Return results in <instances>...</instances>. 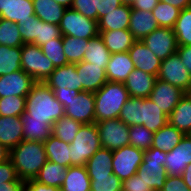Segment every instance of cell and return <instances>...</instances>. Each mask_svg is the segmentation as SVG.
Listing matches in <instances>:
<instances>
[{
  "label": "cell",
  "mask_w": 191,
  "mask_h": 191,
  "mask_svg": "<svg viewBox=\"0 0 191 191\" xmlns=\"http://www.w3.org/2000/svg\"><path fill=\"white\" fill-rule=\"evenodd\" d=\"M25 181L3 182L0 184V191H24Z\"/></svg>",
  "instance_id": "cell-57"
},
{
  "label": "cell",
  "mask_w": 191,
  "mask_h": 191,
  "mask_svg": "<svg viewBox=\"0 0 191 191\" xmlns=\"http://www.w3.org/2000/svg\"><path fill=\"white\" fill-rule=\"evenodd\" d=\"M159 0H136L132 5V9L151 11L157 6Z\"/></svg>",
  "instance_id": "cell-56"
},
{
  "label": "cell",
  "mask_w": 191,
  "mask_h": 191,
  "mask_svg": "<svg viewBox=\"0 0 191 191\" xmlns=\"http://www.w3.org/2000/svg\"><path fill=\"white\" fill-rule=\"evenodd\" d=\"M181 176H182L184 183L191 191V163L186 166V168H185L184 172L181 174Z\"/></svg>",
  "instance_id": "cell-59"
},
{
  "label": "cell",
  "mask_w": 191,
  "mask_h": 191,
  "mask_svg": "<svg viewBox=\"0 0 191 191\" xmlns=\"http://www.w3.org/2000/svg\"><path fill=\"white\" fill-rule=\"evenodd\" d=\"M184 94L180 88L156 78L148 98L169 116Z\"/></svg>",
  "instance_id": "cell-14"
},
{
  "label": "cell",
  "mask_w": 191,
  "mask_h": 191,
  "mask_svg": "<svg viewBox=\"0 0 191 191\" xmlns=\"http://www.w3.org/2000/svg\"><path fill=\"white\" fill-rule=\"evenodd\" d=\"M135 66L127 52L111 54L106 67V78L109 82L124 83Z\"/></svg>",
  "instance_id": "cell-21"
},
{
  "label": "cell",
  "mask_w": 191,
  "mask_h": 191,
  "mask_svg": "<svg viewBox=\"0 0 191 191\" xmlns=\"http://www.w3.org/2000/svg\"><path fill=\"white\" fill-rule=\"evenodd\" d=\"M24 191H60L59 188L46 186L34 179L25 181Z\"/></svg>",
  "instance_id": "cell-55"
},
{
  "label": "cell",
  "mask_w": 191,
  "mask_h": 191,
  "mask_svg": "<svg viewBox=\"0 0 191 191\" xmlns=\"http://www.w3.org/2000/svg\"><path fill=\"white\" fill-rule=\"evenodd\" d=\"M55 94V98L65 107H67V102L72 98L76 97L80 91L75 89H52Z\"/></svg>",
  "instance_id": "cell-53"
},
{
  "label": "cell",
  "mask_w": 191,
  "mask_h": 191,
  "mask_svg": "<svg viewBox=\"0 0 191 191\" xmlns=\"http://www.w3.org/2000/svg\"><path fill=\"white\" fill-rule=\"evenodd\" d=\"M144 151L134 146L127 145L113 150L112 172L121 181L129 179L137 174L139 166L143 162Z\"/></svg>",
  "instance_id": "cell-9"
},
{
  "label": "cell",
  "mask_w": 191,
  "mask_h": 191,
  "mask_svg": "<svg viewBox=\"0 0 191 191\" xmlns=\"http://www.w3.org/2000/svg\"><path fill=\"white\" fill-rule=\"evenodd\" d=\"M157 78L180 88L185 93L191 90V75L177 52L162 60Z\"/></svg>",
  "instance_id": "cell-10"
},
{
  "label": "cell",
  "mask_w": 191,
  "mask_h": 191,
  "mask_svg": "<svg viewBox=\"0 0 191 191\" xmlns=\"http://www.w3.org/2000/svg\"><path fill=\"white\" fill-rule=\"evenodd\" d=\"M34 14L32 0H14L5 11L0 13V18L21 25L24 24L27 19H31V16Z\"/></svg>",
  "instance_id": "cell-34"
},
{
  "label": "cell",
  "mask_w": 191,
  "mask_h": 191,
  "mask_svg": "<svg viewBox=\"0 0 191 191\" xmlns=\"http://www.w3.org/2000/svg\"><path fill=\"white\" fill-rule=\"evenodd\" d=\"M91 179L86 166H70L60 191H91Z\"/></svg>",
  "instance_id": "cell-27"
},
{
  "label": "cell",
  "mask_w": 191,
  "mask_h": 191,
  "mask_svg": "<svg viewBox=\"0 0 191 191\" xmlns=\"http://www.w3.org/2000/svg\"><path fill=\"white\" fill-rule=\"evenodd\" d=\"M40 47L44 55L54 64L55 68L69 64L64 54L62 39L50 40Z\"/></svg>",
  "instance_id": "cell-43"
},
{
  "label": "cell",
  "mask_w": 191,
  "mask_h": 191,
  "mask_svg": "<svg viewBox=\"0 0 191 191\" xmlns=\"http://www.w3.org/2000/svg\"><path fill=\"white\" fill-rule=\"evenodd\" d=\"M12 181H23L21 180L14 168L12 162L8 159L7 161L0 164V184L3 182H12Z\"/></svg>",
  "instance_id": "cell-50"
},
{
  "label": "cell",
  "mask_w": 191,
  "mask_h": 191,
  "mask_svg": "<svg viewBox=\"0 0 191 191\" xmlns=\"http://www.w3.org/2000/svg\"><path fill=\"white\" fill-rule=\"evenodd\" d=\"M23 140L22 117L0 116V143L10 150Z\"/></svg>",
  "instance_id": "cell-20"
},
{
  "label": "cell",
  "mask_w": 191,
  "mask_h": 191,
  "mask_svg": "<svg viewBox=\"0 0 191 191\" xmlns=\"http://www.w3.org/2000/svg\"><path fill=\"white\" fill-rule=\"evenodd\" d=\"M24 140L45 142L52 135V127L45 120H22Z\"/></svg>",
  "instance_id": "cell-36"
},
{
  "label": "cell",
  "mask_w": 191,
  "mask_h": 191,
  "mask_svg": "<svg viewBox=\"0 0 191 191\" xmlns=\"http://www.w3.org/2000/svg\"><path fill=\"white\" fill-rule=\"evenodd\" d=\"M9 160L21 180L34 179L47 161L44 143L23 140L9 150Z\"/></svg>",
  "instance_id": "cell-3"
},
{
  "label": "cell",
  "mask_w": 191,
  "mask_h": 191,
  "mask_svg": "<svg viewBox=\"0 0 191 191\" xmlns=\"http://www.w3.org/2000/svg\"><path fill=\"white\" fill-rule=\"evenodd\" d=\"M165 151H160L150 147L144 151L143 162L137 170L138 176L142 178L146 185L153 188L154 191H161L167 178V172L164 167L166 163Z\"/></svg>",
  "instance_id": "cell-6"
},
{
  "label": "cell",
  "mask_w": 191,
  "mask_h": 191,
  "mask_svg": "<svg viewBox=\"0 0 191 191\" xmlns=\"http://www.w3.org/2000/svg\"><path fill=\"white\" fill-rule=\"evenodd\" d=\"M154 132L148 130L143 125H133L129 127V145L143 151L148 150L153 143Z\"/></svg>",
  "instance_id": "cell-42"
},
{
  "label": "cell",
  "mask_w": 191,
  "mask_h": 191,
  "mask_svg": "<svg viewBox=\"0 0 191 191\" xmlns=\"http://www.w3.org/2000/svg\"><path fill=\"white\" fill-rule=\"evenodd\" d=\"M101 146L116 150L129 145V126L119 118L96 122Z\"/></svg>",
  "instance_id": "cell-11"
},
{
  "label": "cell",
  "mask_w": 191,
  "mask_h": 191,
  "mask_svg": "<svg viewBox=\"0 0 191 191\" xmlns=\"http://www.w3.org/2000/svg\"><path fill=\"white\" fill-rule=\"evenodd\" d=\"M101 147L96 123L83 124L69 144L71 166H86L88 159Z\"/></svg>",
  "instance_id": "cell-5"
},
{
  "label": "cell",
  "mask_w": 191,
  "mask_h": 191,
  "mask_svg": "<svg viewBox=\"0 0 191 191\" xmlns=\"http://www.w3.org/2000/svg\"><path fill=\"white\" fill-rule=\"evenodd\" d=\"M190 163L191 138L184 135L180 143L167 152L164 167L168 176L181 175Z\"/></svg>",
  "instance_id": "cell-16"
},
{
  "label": "cell",
  "mask_w": 191,
  "mask_h": 191,
  "mask_svg": "<svg viewBox=\"0 0 191 191\" xmlns=\"http://www.w3.org/2000/svg\"><path fill=\"white\" fill-rule=\"evenodd\" d=\"M132 7L122 4L98 20V31L129 29Z\"/></svg>",
  "instance_id": "cell-25"
},
{
  "label": "cell",
  "mask_w": 191,
  "mask_h": 191,
  "mask_svg": "<svg viewBox=\"0 0 191 191\" xmlns=\"http://www.w3.org/2000/svg\"><path fill=\"white\" fill-rule=\"evenodd\" d=\"M183 137L184 134L168 122L161 129L154 132L151 147L168 152L177 146Z\"/></svg>",
  "instance_id": "cell-31"
},
{
  "label": "cell",
  "mask_w": 191,
  "mask_h": 191,
  "mask_svg": "<svg viewBox=\"0 0 191 191\" xmlns=\"http://www.w3.org/2000/svg\"><path fill=\"white\" fill-rule=\"evenodd\" d=\"M21 69L36 82H45L54 71V64L35 44H23L21 47Z\"/></svg>",
  "instance_id": "cell-7"
},
{
  "label": "cell",
  "mask_w": 191,
  "mask_h": 191,
  "mask_svg": "<svg viewBox=\"0 0 191 191\" xmlns=\"http://www.w3.org/2000/svg\"><path fill=\"white\" fill-rule=\"evenodd\" d=\"M21 70V47L0 45V76Z\"/></svg>",
  "instance_id": "cell-35"
},
{
  "label": "cell",
  "mask_w": 191,
  "mask_h": 191,
  "mask_svg": "<svg viewBox=\"0 0 191 191\" xmlns=\"http://www.w3.org/2000/svg\"><path fill=\"white\" fill-rule=\"evenodd\" d=\"M76 71L83 86V91L95 93L108 81L106 70L100 65L81 61L76 63Z\"/></svg>",
  "instance_id": "cell-18"
},
{
  "label": "cell",
  "mask_w": 191,
  "mask_h": 191,
  "mask_svg": "<svg viewBox=\"0 0 191 191\" xmlns=\"http://www.w3.org/2000/svg\"><path fill=\"white\" fill-rule=\"evenodd\" d=\"M88 42V39L62 36L64 54L69 63L83 61L84 52L87 50Z\"/></svg>",
  "instance_id": "cell-37"
},
{
  "label": "cell",
  "mask_w": 191,
  "mask_h": 191,
  "mask_svg": "<svg viewBox=\"0 0 191 191\" xmlns=\"http://www.w3.org/2000/svg\"><path fill=\"white\" fill-rule=\"evenodd\" d=\"M59 28L61 29L62 36H72L88 40L99 34L97 21L87 18L71 8H67L64 11Z\"/></svg>",
  "instance_id": "cell-8"
},
{
  "label": "cell",
  "mask_w": 191,
  "mask_h": 191,
  "mask_svg": "<svg viewBox=\"0 0 191 191\" xmlns=\"http://www.w3.org/2000/svg\"><path fill=\"white\" fill-rule=\"evenodd\" d=\"M98 32L111 54L127 52L136 41L128 29Z\"/></svg>",
  "instance_id": "cell-24"
},
{
  "label": "cell",
  "mask_w": 191,
  "mask_h": 191,
  "mask_svg": "<svg viewBox=\"0 0 191 191\" xmlns=\"http://www.w3.org/2000/svg\"><path fill=\"white\" fill-rule=\"evenodd\" d=\"M180 11V9L170 4L159 1L157 6L152 10V13L159 27L173 29Z\"/></svg>",
  "instance_id": "cell-40"
},
{
  "label": "cell",
  "mask_w": 191,
  "mask_h": 191,
  "mask_svg": "<svg viewBox=\"0 0 191 191\" xmlns=\"http://www.w3.org/2000/svg\"><path fill=\"white\" fill-rule=\"evenodd\" d=\"M110 57L111 53L105 46V43L99 34L96 37L89 39L87 50L84 52L83 61L93 65H100L106 70Z\"/></svg>",
  "instance_id": "cell-33"
},
{
  "label": "cell",
  "mask_w": 191,
  "mask_h": 191,
  "mask_svg": "<svg viewBox=\"0 0 191 191\" xmlns=\"http://www.w3.org/2000/svg\"><path fill=\"white\" fill-rule=\"evenodd\" d=\"M64 115V106L55 98L54 91L45 82H36L26 96L22 120H45L52 127Z\"/></svg>",
  "instance_id": "cell-1"
},
{
  "label": "cell",
  "mask_w": 191,
  "mask_h": 191,
  "mask_svg": "<svg viewBox=\"0 0 191 191\" xmlns=\"http://www.w3.org/2000/svg\"><path fill=\"white\" fill-rule=\"evenodd\" d=\"M161 61L177 51V38L172 28L158 27L141 40Z\"/></svg>",
  "instance_id": "cell-12"
},
{
  "label": "cell",
  "mask_w": 191,
  "mask_h": 191,
  "mask_svg": "<svg viewBox=\"0 0 191 191\" xmlns=\"http://www.w3.org/2000/svg\"><path fill=\"white\" fill-rule=\"evenodd\" d=\"M168 122L186 135L191 129V94L185 93L168 116Z\"/></svg>",
  "instance_id": "cell-26"
},
{
  "label": "cell",
  "mask_w": 191,
  "mask_h": 191,
  "mask_svg": "<svg viewBox=\"0 0 191 191\" xmlns=\"http://www.w3.org/2000/svg\"><path fill=\"white\" fill-rule=\"evenodd\" d=\"M159 1L170 4V5L176 7L180 10L191 7V1L190 0H159Z\"/></svg>",
  "instance_id": "cell-58"
},
{
  "label": "cell",
  "mask_w": 191,
  "mask_h": 191,
  "mask_svg": "<svg viewBox=\"0 0 191 191\" xmlns=\"http://www.w3.org/2000/svg\"><path fill=\"white\" fill-rule=\"evenodd\" d=\"M128 53L136 69L157 77L162 61L141 40H136Z\"/></svg>",
  "instance_id": "cell-17"
},
{
  "label": "cell",
  "mask_w": 191,
  "mask_h": 191,
  "mask_svg": "<svg viewBox=\"0 0 191 191\" xmlns=\"http://www.w3.org/2000/svg\"><path fill=\"white\" fill-rule=\"evenodd\" d=\"M121 191H154L149 185H146L138 174H134L129 179L122 181Z\"/></svg>",
  "instance_id": "cell-49"
},
{
  "label": "cell",
  "mask_w": 191,
  "mask_h": 191,
  "mask_svg": "<svg viewBox=\"0 0 191 191\" xmlns=\"http://www.w3.org/2000/svg\"><path fill=\"white\" fill-rule=\"evenodd\" d=\"M161 191H190L181 175L167 176Z\"/></svg>",
  "instance_id": "cell-52"
},
{
  "label": "cell",
  "mask_w": 191,
  "mask_h": 191,
  "mask_svg": "<svg viewBox=\"0 0 191 191\" xmlns=\"http://www.w3.org/2000/svg\"><path fill=\"white\" fill-rule=\"evenodd\" d=\"M136 0H121V2L123 4H126V5H132Z\"/></svg>",
  "instance_id": "cell-63"
},
{
  "label": "cell",
  "mask_w": 191,
  "mask_h": 191,
  "mask_svg": "<svg viewBox=\"0 0 191 191\" xmlns=\"http://www.w3.org/2000/svg\"><path fill=\"white\" fill-rule=\"evenodd\" d=\"M126 125H143L156 132L168 123V116L149 98L130 97L119 117Z\"/></svg>",
  "instance_id": "cell-2"
},
{
  "label": "cell",
  "mask_w": 191,
  "mask_h": 191,
  "mask_svg": "<svg viewBox=\"0 0 191 191\" xmlns=\"http://www.w3.org/2000/svg\"><path fill=\"white\" fill-rule=\"evenodd\" d=\"M71 9L80 12L87 18L97 21V8L95 0H73Z\"/></svg>",
  "instance_id": "cell-48"
},
{
  "label": "cell",
  "mask_w": 191,
  "mask_h": 191,
  "mask_svg": "<svg viewBox=\"0 0 191 191\" xmlns=\"http://www.w3.org/2000/svg\"><path fill=\"white\" fill-rule=\"evenodd\" d=\"M45 83L51 89H75L83 91L78 73L76 71V63H69L65 66L57 67L46 79Z\"/></svg>",
  "instance_id": "cell-19"
},
{
  "label": "cell",
  "mask_w": 191,
  "mask_h": 191,
  "mask_svg": "<svg viewBox=\"0 0 191 191\" xmlns=\"http://www.w3.org/2000/svg\"><path fill=\"white\" fill-rule=\"evenodd\" d=\"M24 44L38 45L39 18L34 14L24 24L18 25Z\"/></svg>",
  "instance_id": "cell-46"
},
{
  "label": "cell",
  "mask_w": 191,
  "mask_h": 191,
  "mask_svg": "<svg viewBox=\"0 0 191 191\" xmlns=\"http://www.w3.org/2000/svg\"><path fill=\"white\" fill-rule=\"evenodd\" d=\"M36 81L22 69L0 76V98L8 96L26 97Z\"/></svg>",
  "instance_id": "cell-15"
},
{
  "label": "cell",
  "mask_w": 191,
  "mask_h": 191,
  "mask_svg": "<svg viewBox=\"0 0 191 191\" xmlns=\"http://www.w3.org/2000/svg\"><path fill=\"white\" fill-rule=\"evenodd\" d=\"M91 179V191H121L122 181L115 175L89 176Z\"/></svg>",
  "instance_id": "cell-45"
},
{
  "label": "cell",
  "mask_w": 191,
  "mask_h": 191,
  "mask_svg": "<svg viewBox=\"0 0 191 191\" xmlns=\"http://www.w3.org/2000/svg\"><path fill=\"white\" fill-rule=\"evenodd\" d=\"M56 3L64 6L66 9L71 8L73 0H54Z\"/></svg>",
  "instance_id": "cell-62"
},
{
  "label": "cell",
  "mask_w": 191,
  "mask_h": 191,
  "mask_svg": "<svg viewBox=\"0 0 191 191\" xmlns=\"http://www.w3.org/2000/svg\"><path fill=\"white\" fill-rule=\"evenodd\" d=\"M83 124L65 115L52 126V135L70 144Z\"/></svg>",
  "instance_id": "cell-38"
},
{
  "label": "cell",
  "mask_w": 191,
  "mask_h": 191,
  "mask_svg": "<svg viewBox=\"0 0 191 191\" xmlns=\"http://www.w3.org/2000/svg\"><path fill=\"white\" fill-rule=\"evenodd\" d=\"M173 30L177 38L178 46H191V7L180 11Z\"/></svg>",
  "instance_id": "cell-39"
},
{
  "label": "cell",
  "mask_w": 191,
  "mask_h": 191,
  "mask_svg": "<svg viewBox=\"0 0 191 191\" xmlns=\"http://www.w3.org/2000/svg\"><path fill=\"white\" fill-rule=\"evenodd\" d=\"M156 76L138 69H134L128 76L124 85L130 97L148 98L153 90Z\"/></svg>",
  "instance_id": "cell-22"
},
{
  "label": "cell",
  "mask_w": 191,
  "mask_h": 191,
  "mask_svg": "<svg viewBox=\"0 0 191 191\" xmlns=\"http://www.w3.org/2000/svg\"><path fill=\"white\" fill-rule=\"evenodd\" d=\"M65 116L81 124L95 123V96L93 92L80 91L67 102Z\"/></svg>",
  "instance_id": "cell-13"
},
{
  "label": "cell",
  "mask_w": 191,
  "mask_h": 191,
  "mask_svg": "<svg viewBox=\"0 0 191 191\" xmlns=\"http://www.w3.org/2000/svg\"><path fill=\"white\" fill-rule=\"evenodd\" d=\"M67 169L68 167L47 160L34 180L46 186L60 189L66 177Z\"/></svg>",
  "instance_id": "cell-32"
},
{
  "label": "cell",
  "mask_w": 191,
  "mask_h": 191,
  "mask_svg": "<svg viewBox=\"0 0 191 191\" xmlns=\"http://www.w3.org/2000/svg\"><path fill=\"white\" fill-rule=\"evenodd\" d=\"M45 153L48 161L60 164L61 166L70 167L71 158L69 144L51 135L45 142Z\"/></svg>",
  "instance_id": "cell-29"
},
{
  "label": "cell",
  "mask_w": 191,
  "mask_h": 191,
  "mask_svg": "<svg viewBox=\"0 0 191 191\" xmlns=\"http://www.w3.org/2000/svg\"><path fill=\"white\" fill-rule=\"evenodd\" d=\"M113 151L101 147L88 159L86 168L89 176H108L112 172Z\"/></svg>",
  "instance_id": "cell-28"
},
{
  "label": "cell",
  "mask_w": 191,
  "mask_h": 191,
  "mask_svg": "<svg viewBox=\"0 0 191 191\" xmlns=\"http://www.w3.org/2000/svg\"><path fill=\"white\" fill-rule=\"evenodd\" d=\"M26 97L8 96L0 98V116L21 117L25 112Z\"/></svg>",
  "instance_id": "cell-44"
},
{
  "label": "cell",
  "mask_w": 191,
  "mask_h": 191,
  "mask_svg": "<svg viewBox=\"0 0 191 191\" xmlns=\"http://www.w3.org/2000/svg\"><path fill=\"white\" fill-rule=\"evenodd\" d=\"M189 138H191V129L189 130V132L186 134Z\"/></svg>",
  "instance_id": "cell-64"
},
{
  "label": "cell",
  "mask_w": 191,
  "mask_h": 191,
  "mask_svg": "<svg viewBox=\"0 0 191 191\" xmlns=\"http://www.w3.org/2000/svg\"><path fill=\"white\" fill-rule=\"evenodd\" d=\"M9 159V150L0 143V164Z\"/></svg>",
  "instance_id": "cell-60"
},
{
  "label": "cell",
  "mask_w": 191,
  "mask_h": 191,
  "mask_svg": "<svg viewBox=\"0 0 191 191\" xmlns=\"http://www.w3.org/2000/svg\"><path fill=\"white\" fill-rule=\"evenodd\" d=\"M14 0H0V13L5 11Z\"/></svg>",
  "instance_id": "cell-61"
},
{
  "label": "cell",
  "mask_w": 191,
  "mask_h": 191,
  "mask_svg": "<svg viewBox=\"0 0 191 191\" xmlns=\"http://www.w3.org/2000/svg\"><path fill=\"white\" fill-rule=\"evenodd\" d=\"M95 96V123L119 117L130 95L124 83L107 81Z\"/></svg>",
  "instance_id": "cell-4"
},
{
  "label": "cell",
  "mask_w": 191,
  "mask_h": 191,
  "mask_svg": "<svg viewBox=\"0 0 191 191\" xmlns=\"http://www.w3.org/2000/svg\"><path fill=\"white\" fill-rule=\"evenodd\" d=\"M158 27L157 21L151 11L131 10L128 30L136 40H142Z\"/></svg>",
  "instance_id": "cell-23"
},
{
  "label": "cell",
  "mask_w": 191,
  "mask_h": 191,
  "mask_svg": "<svg viewBox=\"0 0 191 191\" xmlns=\"http://www.w3.org/2000/svg\"><path fill=\"white\" fill-rule=\"evenodd\" d=\"M95 3L97 8V22L101 17L109 14L123 4L121 0H95Z\"/></svg>",
  "instance_id": "cell-51"
},
{
  "label": "cell",
  "mask_w": 191,
  "mask_h": 191,
  "mask_svg": "<svg viewBox=\"0 0 191 191\" xmlns=\"http://www.w3.org/2000/svg\"><path fill=\"white\" fill-rule=\"evenodd\" d=\"M53 39H62V33L59 26L43 22L39 19L38 46H41Z\"/></svg>",
  "instance_id": "cell-47"
},
{
  "label": "cell",
  "mask_w": 191,
  "mask_h": 191,
  "mask_svg": "<svg viewBox=\"0 0 191 191\" xmlns=\"http://www.w3.org/2000/svg\"><path fill=\"white\" fill-rule=\"evenodd\" d=\"M23 44L18 24L13 23L10 20L0 18V45L22 47Z\"/></svg>",
  "instance_id": "cell-41"
},
{
  "label": "cell",
  "mask_w": 191,
  "mask_h": 191,
  "mask_svg": "<svg viewBox=\"0 0 191 191\" xmlns=\"http://www.w3.org/2000/svg\"><path fill=\"white\" fill-rule=\"evenodd\" d=\"M35 15L43 22L60 25L66 8L54 0H32Z\"/></svg>",
  "instance_id": "cell-30"
},
{
  "label": "cell",
  "mask_w": 191,
  "mask_h": 191,
  "mask_svg": "<svg viewBox=\"0 0 191 191\" xmlns=\"http://www.w3.org/2000/svg\"><path fill=\"white\" fill-rule=\"evenodd\" d=\"M176 52L180 56L181 62L191 75V46L190 45L178 46Z\"/></svg>",
  "instance_id": "cell-54"
}]
</instances>
